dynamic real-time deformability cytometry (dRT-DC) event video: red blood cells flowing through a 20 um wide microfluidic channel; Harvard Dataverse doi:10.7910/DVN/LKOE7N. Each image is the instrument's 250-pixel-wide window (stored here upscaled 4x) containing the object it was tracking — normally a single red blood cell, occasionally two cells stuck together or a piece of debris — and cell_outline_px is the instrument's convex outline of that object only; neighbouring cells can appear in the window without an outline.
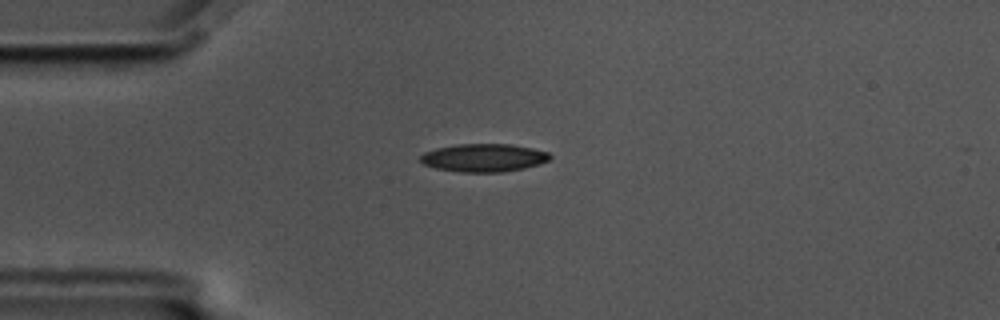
{"species": "common noctule bat (a hibernating species)", "species_latin": "Nyctalus noctula", "temperature_condition": "cold", "stored_images_in_passage": 46, "camera_frame_rate_fps": 3000, "um_per_image_px": 0.085, "animal": {"sex": "male", "body_mass_g": 17.5, "forearm_length_mm": 52.3}, "frame": {"image": 1, "passage_image": 3, "time_ms": 0.667, "image_size_px": [1000, 320], "cell_outline_px": [[552, 156], [548, 160], [540, 164], [524, 168], [504, 172], [460, 172], [436, 168], [424, 164], [420, 160], [420, 156], [424, 152], [436, 148], [456, 144], [512, 144], [532, 148], [548, 152]], "centroid_in_image_um": [41.13, 13.41], "position_along_channel_um": 43.9, "area_um2": 21.21}}
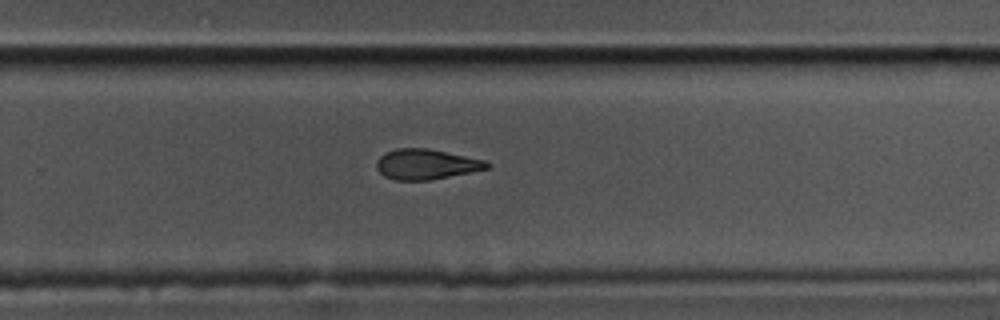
{"frame": {"image": 2, "passage_image": 26, "time_ms": 8.333, "image_size_px": [1000, 320], "cell_outline_px": [[492, 164], [488, 168], [432, 180], [396, 180], [384, 176], [376, 168], [376, 160], [384, 152], [396, 148], [428, 148], [484, 160]], "centroid_in_image_um": [36.18, 13.96], "position_along_channel_um": 293.6, "area_um2": 19.48}}
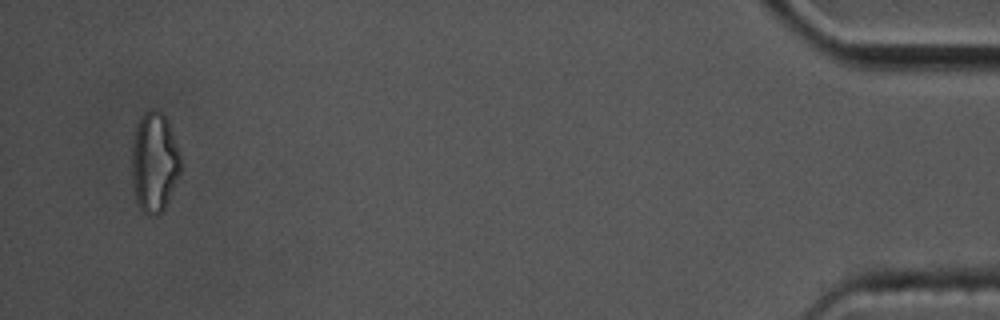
{"frame": {"image": 3, "passage_image": 44, "time_ms": 14.333, "image_size_px": [1000, 320], "cell_outline_px": [[180, 176], [160, 216], [148, 216], [140, 208], [136, 200], [132, 184], [132, 140], [136, 124], [140, 116], [144, 112], [152, 108], [156, 108], [168, 120], [180, 156]], "centroid_in_image_um": [13.1, 13.79], "position_along_channel_um": 422.1, "area_um2": 28.84}, "authors_computed_cell_mechanics": {"area_um2": 21.1548, "velocity_mm_per_s": 3.4972, "shape_relaxation_time_tau1_ms": 4.3703, "shape_relaxation_time_tau2_ms": 3.2366, "deformation_change_tau1": 0.1501, "deformation_change_tau2": 0.1148}}